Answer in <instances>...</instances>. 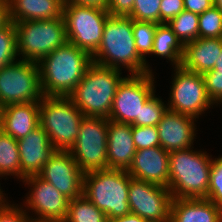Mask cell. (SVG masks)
<instances>
[{
  "label": "cell",
  "instance_id": "2e32d148",
  "mask_svg": "<svg viewBox=\"0 0 222 222\" xmlns=\"http://www.w3.org/2000/svg\"><path fill=\"white\" fill-rule=\"evenodd\" d=\"M197 120L167 109L157 124L160 147L167 152L189 149L197 133Z\"/></svg>",
  "mask_w": 222,
  "mask_h": 222
},
{
  "label": "cell",
  "instance_id": "9a60e30c",
  "mask_svg": "<svg viewBox=\"0 0 222 222\" xmlns=\"http://www.w3.org/2000/svg\"><path fill=\"white\" fill-rule=\"evenodd\" d=\"M37 175L69 200L83 195L84 173L69 151L56 150Z\"/></svg>",
  "mask_w": 222,
  "mask_h": 222
},
{
  "label": "cell",
  "instance_id": "d590c367",
  "mask_svg": "<svg viewBox=\"0 0 222 222\" xmlns=\"http://www.w3.org/2000/svg\"><path fill=\"white\" fill-rule=\"evenodd\" d=\"M8 197L0 200V222H28V215L21 205L9 203Z\"/></svg>",
  "mask_w": 222,
  "mask_h": 222
},
{
  "label": "cell",
  "instance_id": "f35d334b",
  "mask_svg": "<svg viewBox=\"0 0 222 222\" xmlns=\"http://www.w3.org/2000/svg\"><path fill=\"white\" fill-rule=\"evenodd\" d=\"M211 7H213V0H184V10L198 15Z\"/></svg>",
  "mask_w": 222,
  "mask_h": 222
},
{
  "label": "cell",
  "instance_id": "e0dca14e",
  "mask_svg": "<svg viewBox=\"0 0 222 222\" xmlns=\"http://www.w3.org/2000/svg\"><path fill=\"white\" fill-rule=\"evenodd\" d=\"M127 173L134 179L168 187L169 152L160 146L136 150Z\"/></svg>",
  "mask_w": 222,
  "mask_h": 222
},
{
  "label": "cell",
  "instance_id": "8d00e7d4",
  "mask_svg": "<svg viewBox=\"0 0 222 222\" xmlns=\"http://www.w3.org/2000/svg\"><path fill=\"white\" fill-rule=\"evenodd\" d=\"M184 10V0H162L160 3V23H168Z\"/></svg>",
  "mask_w": 222,
  "mask_h": 222
},
{
  "label": "cell",
  "instance_id": "4316f807",
  "mask_svg": "<svg viewBox=\"0 0 222 222\" xmlns=\"http://www.w3.org/2000/svg\"><path fill=\"white\" fill-rule=\"evenodd\" d=\"M156 28L157 24L154 22L137 21L133 19L135 48L140 57L145 61L146 71L148 73H154L146 57L152 52Z\"/></svg>",
  "mask_w": 222,
  "mask_h": 222
},
{
  "label": "cell",
  "instance_id": "cb8c5ba5",
  "mask_svg": "<svg viewBox=\"0 0 222 222\" xmlns=\"http://www.w3.org/2000/svg\"><path fill=\"white\" fill-rule=\"evenodd\" d=\"M157 57L170 61L172 67L181 66L184 54V45L174 34L172 28L167 23L157 24L154 34V44L151 52Z\"/></svg>",
  "mask_w": 222,
  "mask_h": 222
},
{
  "label": "cell",
  "instance_id": "e575fe53",
  "mask_svg": "<svg viewBox=\"0 0 222 222\" xmlns=\"http://www.w3.org/2000/svg\"><path fill=\"white\" fill-rule=\"evenodd\" d=\"M132 137L137 150L160 146L156 126H132Z\"/></svg>",
  "mask_w": 222,
  "mask_h": 222
},
{
  "label": "cell",
  "instance_id": "4dcf8cb0",
  "mask_svg": "<svg viewBox=\"0 0 222 222\" xmlns=\"http://www.w3.org/2000/svg\"><path fill=\"white\" fill-rule=\"evenodd\" d=\"M202 75L209 99L215 106L222 104V51L213 70Z\"/></svg>",
  "mask_w": 222,
  "mask_h": 222
},
{
  "label": "cell",
  "instance_id": "3957f363",
  "mask_svg": "<svg viewBox=\"0 0 222 222\" xmlns=\"http://www.w3.org/2000/svg\"><path fill=\"white\" fill-rule=\"evenodd\" d=\"M122 70L92 62L83 78L68 95L84 116L109 118Z\"/></svg>",
  "mask_w": 222,
  "mask_h": 222
},
{
  "label": "cell",
  "instance_id": "7402d4cb",
  "mask_svg": "<svg viewBox=\"0 0 222 222\" xmlns=\"http://www.w3.org/2000/svg\"><path fill=\"white\" fill-rule=\"evenodd\" d=\"M169 222H222V208L207 198L172 199Z\"/></svg>",
  "mask_w": 222,
  "mask_h": 222
},
{
  "label": "cell",
  "instance_id": "8992f818",
  "mask_svg": "<svg viewBox=\"0 0 222 222\" xmlns=\"http://www.w3.org/2000/svg\"><path fill=\"white\" fill-rule=\"evenodd\" d=\"M39 118L52 146L69 151L76 142L84 114L68 96H44L40 101Z\"/></svg>",
  "mask_w": 222,
  "mask_h": 222
},
{
  "label": "cell",
  "instance_id": "9c48e42d",
  "mask_svg": "<svg viewBox=\"0 0 222 222\" xmlns=\"http://www.w3.org/2000/svg\"><path fill=\"white\" fill-rule=\"evenodd\" d=\"M154 73L128 74L119 83L109 120L140 126V112L155 94Z\"/></svg>",
  "mask_w": 222,
  "mask_h": 222
},
{
  "label": "cell",
  "instance_id": "836d02e7",
  "mask_svg": "<svg viewBox=\"0 0 222 222\" xmlns=\"http://www.w3.org/2000/svg\"><path fill=\"white\" fill-rule=\"evenodd\" d=\"M207 199L222 208V155L211 159Z\"/></svg>",
  "mask_w": 222,
  "mask_h": 222
},
{
  "label": "cell",
  "instance_id": "b9f144b4",
  "mask_svg": "<svg viewBox=\"0 0 222 222\" xmlns=\"http://www.w3.org/2000/svg\"><path fill=\"white\" fill-rule=\"evenodd\" d=\"M109 222H148V221L144 220L142 217L138 216L137 214L129 213L126 214L125 216L109 220Z\"/></svg>",
  "mask_w": 222,
  "mask_h": 222
},
{
  "label": "cell",
  "instance_id": "ab89813d",
  "mask_svg": "<svg viewBox=\"0 0 222 222\" xmlns=\"http://www.w3.org/2000/svg\"><path fill=\"white\" fill-rule=\"evenodd\" d=\"M64 3H72L79 6L94 7L107 10L109 0H65Z\"/></svg>",
  "mask_w": 222,
  "mask_h": 222
},
{
  "label": "cell",
  "instance_id": "6da1fadb",
  "mask_svg": "<svg viewBox=\"0 0 222 222\" xmlns=\"http://www.w3.org/2000/svg\"><path fill=\"white\" fill-rule=\"evenodd\" d=\"M92 56L67 42L38 62L44 96H68L83 78Z\"/></svg>",
  "mask_w": 222,
  "mask_h": 222
},
{
  "label": "cell",
  "instance_id": "d4e9b609",
  "mask_svg": "<svg viewBox=\"0 0 222 222\" xmlns=\"http://www.w3.org/2000/svg\"><path fill=\"white\" fill-rule=\"evenodd\" d=\"M14 176L23 181L17 140L0 130V178Z\"/></svg>",
  "mask_w": 222,
  "mask_h": 222
},
{
  "label": "cell",
  "instance_id": "f1b7e54d",
  "mask_svg": "<svg viewBox=\"0 0 222 222\" xmlns=\"http://www.w3.org/2000/svg\"><path fill=\"white\" fill-rule=\"evenodd\" d=\"M16 28L12 21L0 28V68L18 60Z\"/></svg>",
  "mask_w": 222,
  "mask_h": 222
},
{
  "label": "cell",
  "instance_id": "7a4b0ae2",
  "mask_svg": "<svg viewBox=\"0 0 222 222\" xmlns=\"http://www.w3.org/2000/svg\"><path fill=\"white\" fill-rule=\"evenodd\" d=\"M92 62L102 66L128 70L129 74H145V61L135 48L133 19L109 16L103 28L100 46L92 55Z\"/></svg>",
  "mask_w": 222,
  "mask_h": 222
},
{
  "label": "cell",
  "instance_id": "60d3db41",
  "mask_svg": "<svg viewBox=\"0 0 222 222\" xmlns=\"http://www.w3.org/2000/svg\"><path fill=\"white\" fill-rule=\"evenodd\" d=\"M10 22L9 18V1L0 0V28Z\"/></svg>",
  "mask_w": 222,
  "mask_h": 222
},
{
  "label": "cell",
  "instance_id": "52a82bcc",
  "mask_svg": "<svg viewBox=\"0 0 222 222\" xmlns=\"http://www.w3.org/2000/svg\"><path fill=\"white\" fill-rule=\"evenodd\" d=\"M14 25L17 52L21 60L38 63L68 42L63 16L49 20L15 22Z\"/></svg>",
  "mask_w": 222,
  "mask_h": 222
},
{
  "label": "cell",
  "instance_id": "5b68a950",
  "mask_svg": "<svg viewBox=\"0 0 222 222\" xmlns=\"http://www.w3.org/2000/svg\"><path fill=\"white\" fill-rule=\"evenodd\" d=\"M132 177L126 170L102 169L84 173L83 195L103 211L108 221L131 213L128 192Z\"/></svg>",
  "mask_w": 222,
  "mask_h": 222
},
{
  "label": "cell",
  "instance_id": "ac0fdd59",
  "mask_svg": "<svg viewBox=\"0 0 222 222\" xmlns=\"http://www.w3.org/2000/svg\"><path fill=\"white\" fill-rule=\"evenodd\" d=\"M21 172L25 176L37 175L54 154L48 134L39 125L24 138L17 140Z\"/></svg>",
  "mask_w": 222,
  "mask_h": 222
},
{
  "label": "cell",
  "instance_id": "83f0119b",
  "mask_svg": "<svg viewBox=\"0 0 222 222\" xmlns=\"http://www.w3.org/2000/svg\"><path fill=\"white\" fill-rule=\"evenodd\" d=\"M183 45L198 38L199 15L183 10L167 23Z\"/></svg>",
  "mask_w": 222,
  "mask_h": 222
},
{
  "label": "cell",
  "instance_id": "ffe728a7",
  "mask_svg": "<svg viewBox=\"0 0 222 222\" xmlns=\"http://www.w3.org/2000/svg\"><path fill=\"white\" fill-rule=\"evenodd\" d=\"M136 150L131 124L109 120L107 127L108 168L127 171Z\"/></svg>",
  "mask_w": 222,
  "mask_h": 222
},
{
  "label": "cell",
  "instance_id": "d6a6232c",
  "mask_svg": "<svg viewBox=\"0 0 222 222\" xmlns=\"http://www.w3.org/2000/svg\"><path fill=\"white\" fill-rule=\"evenodd\" d=\"M162 0H135L131 14L137 21L160 23V3Z\"/></svg>",
  "mask_w": 222,
  "mask_h": 222
},
{
  "label": "cell",
  "instance_id": "603a6c76",
  "mask_svg": "<svg viewBox=\"0 0 222 222\" xmlns=\"http://www.w3.org/2000/svg\"><path fill=\"white\" fill-rule=\"evenodd\" d=\"M13 23L61 18L65 0H8Z\"/></svg>",
  "mask_w": 222,
  "mask_h": 222
},
{
  "label": "cell",
  "instance_id": "484cf974",
  "mask_svg": "<svg viewBox=\"0 0 222 222\" xmlns=\"http://www.w3.org/2000/svg\"><path fill=\"white\" fill-rule=\"evenodd\" d=\"M64 222H109L106 214L84 195L69 200L68 214Z\"/></svg>",
  "mask_w": 222,
  "mask_h": 222
},
{
  "label": "cell",
  "instance_id": "5bb4252c",
  "mask_svg": "<svg viewBox=\"0 0 222 222\" xmlns=\"http://www.w3.org/2000/svg\"><path fill=\"white\" fill-rule=\"evenodd\" d=\"M22 182L30 186L24 205L21 204L28 215L30 210L36 215L30 218L64 222L68 214V198L38 175L26 176Z\"/></svg>",
  "mask_w": 222,
  "mask_h": 222
},
{
  "label": "cell",
  "instance_id": "277c9868",
  "mask_svg": "<svg viewBox=\"0 0 222 222\" xmlns=\"http://www.w3.org/2000/svg\"><path fill=\"white\" fill-rule=\"evenodd\" d=\"M192 148L169 152V184L172 199L206 198L212 155Z\"/></svg>",
  "mask_w": 222,
  "mask_h": 222
},
{
  "label": "cell",
  "instance_id": "f546056e",
  "mask_svg": "<svg viewBox=\"0 0 222 222\" xmlns=\"http://www.w3.org/2000/svg\"><path fill=\"white\" fill-rule=\"evenodd\" d=\"M198 38H222V13L216 7L199 14Z\"/></svg>",
  "mask_w": 222,
  "mask_h": 222
},
{
  "label": "cell",
  "instance_id": "f6af8a7d",
  "mask_svg": "<svg viewBox=\"0 0 222 222\" xmlns=\"http://www.w3.org/2000/svg\"><path fill=\"white\" fill-rule=\"evenodd\" d=\"M1 188L2 187H0V200L3 199L6 196V194L3 193L4 191Z\"/></svg>",
  "mask_w": 222,
  "mask_h": 222
},
{
  "label": "cell",
  "instance_id": "d6986e66",
  "mask_svg": "<svg viewBox=\"0 0 222 222\" xmlns=\"http://www.w3.org/2000/svg\"><path fill=\"white\" fill-rule=\"evenodd\" d=\"M40 102L9 104L1 108L0 130L16 140L40 125Z\"/></svg>",
  "mask_w": 222,
  "mask_h": 222
},
{
  "label": "cell",
  "instance_id": "7c38bea8",
  "mask_svg": "<svg viewBox=\"0 0 222 222\" xmlns=\"http://www.w3.org/2000/svg\"><path fill=\"white\" fill-rule=\"evenodd\" d=\"M172 85L167 108L170 111L199 119L214 104L209 99L202 74L173 67Z\"/></svg>",
  "mask_w": 222,
  "mask_h": 222
},
{
  "label": "cell",
  "instance_id": "44dd1931",
  "mask_svg": "<svg viewBox=\"0 0 222 222\" xmlns=\"http://www.w3.org/2000/svg\"><path fill=\"white\" fill-rule=\"evenodd\" d=\"M222 51V38H197L184 45L181 66L192 72L203 74L213 70Z\"/></svg>",
  "mask_w": 222,
  "mask_h": 222
},
{
  "label": "cell",
  "instance_id": "8fae6325",
  "mask_svg": "<svg viewBox=\"0 0 222 222\" xmlns=\"http://www.w3.org/2000/svg\"><path fill=\"white\" fill-rule=\"evenodd\" d=\"M109 119L84 116L76 142L69 152L83 173L108 168L107 127Z\"/></svg>",
  "mask_w": 222,
  "mask_h": 222
},
{
  "label": "cell",
  "instance_id": "30bf717a",
  "mask_svg": "<svg viewBox=\"0 0 222 222\" xmlns=\"http://www.w3.org/2000/svg\"><path fill=\"white\" fill-rule=\"evenodd\" d=\"M41 89L37 62L18 59L0 68V106L40 102Z\"/></svg>",
  "mask_w": 222,
  "mask_h": 222
},
{
  "label": "cell",
  "instance_id": "ee69618b",
  "mask_svg": "<svg viewBox=\"0 0 222 222\" xmlns=\"http://www.w3.org/2000/svg\"><path fill=\"white\" fill-rule=\"evenodd\" d=\"M28 222H57V221L29 218Z\"/></svg>",
  "mask_w": 222,
  "mask_h": 222
},
{
  "label": "cell",
  "instance_id": "74e56055",
  "mask_svg": "<svg viewBox=\"0 0 222 222\" xmlns=\"http://www.w3.org/2000/svg\"><path fill=\"white\" fill-rule=\"evenodd\" d=\"M135 0H109L107 11L111 16L128 17L133 9Z\"/></svg>",
  "mask_w": 222,
  "mask_h": 222
},
{
  "label": "cell",
  "instance_id": "1f68e13d",
  "mask_svg": "<svg viewBox=\"0 0 222 222\" xmlns=\"http://www.w3.org/2000/svg\"><path fill=\"white\" fill-rule=\"evenodd\" d=\"M167 109L162 98L154 94L141 108L140 126H157Z\"/></svg>",
  "mask_w": 222,
  "mask_h": 222
},
{
  "label": "cell",
  "instance_id": "ba28073f",
  "mask_svg": "<svg viewBox=\"0 0 222 222\" xmlns=\"http://www.w3.org/2000/svg\"><path fill=\"white\" fill-rule=\"evenodd\" d=\"M62 16L68 42L92 56L101 44L109 12L94 7L64 3Z\"/></svg>",
  "mask_w": 222,
  "mask_h": 222
},
{
  "label": "cell",
  "instance_id": "7bdbcfd3",
  "mask_svg": "<svg viewBox=\"0 0 222 222\" xmlns=\"http://www.w3.org/2000/svg\"><path fill=\"white\" fill-rule=\"evenodd\" d=\"M213 6L222 13V0H213Z\"/></svg>",
  "mask_w": 222,
  "mask_h": 222
},
{
  "label": "cell",
  "instance_id": "4fadbf2b",
  "mask_svg": "<svg viewBox=\"0 0 222 222\" xmlns=\"http://www.w3.org/2000/svg\"><path fill=\"white\" fill-rule=\"evenodd\" d=\"M128 202L131 213L148 222H169L172 194L168 187L132 178Z\"/></svg>",
  "mask_w": 222,
  "mask_h": 222
}]
</instances>
